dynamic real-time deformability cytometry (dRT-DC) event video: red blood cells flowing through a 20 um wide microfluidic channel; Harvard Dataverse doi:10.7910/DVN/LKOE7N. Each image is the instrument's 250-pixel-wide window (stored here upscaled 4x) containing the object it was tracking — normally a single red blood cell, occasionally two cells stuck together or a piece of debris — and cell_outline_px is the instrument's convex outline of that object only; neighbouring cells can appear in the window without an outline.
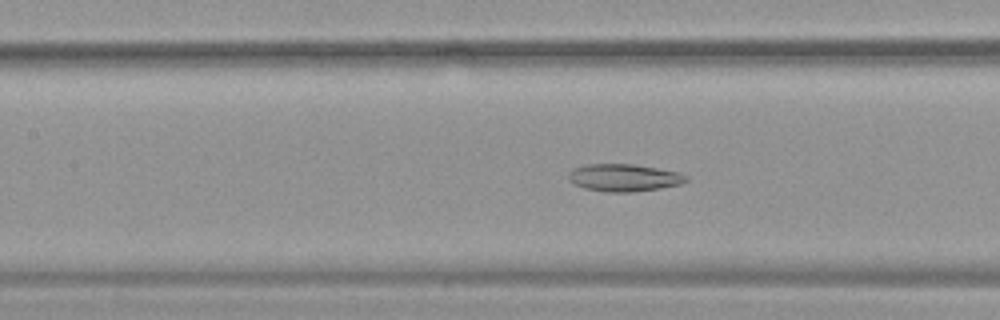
{"species": "common noctule bat (a hibernating species)", "species_latin": "Nyctalus noctula", "temperature_condition": "warm", "stored_images_in_passage": 43, "camera_frame_rate_fps": 3000, "um_per_image_px": 0.085, "animal": {"sex": "female", "body_mass_g": 19.9}, "frame": {"image": 1, "passage_image": 14, "time_ms": 4.333, "image_size_px": [1000, 320], "cell_outline_px": [[688, 180], [680, 184], [660, 188], [632, 192], [604, 192], [584, 188], [572, 184], [568, 180], [568, 172], [572, 168], [588, 164], [632, 164], [680, 172], [688, 176]], "centroid_in_image_um": [53.0, 15.1], "position_along_channel_um": 154.4, "area_um2": 18.96}}
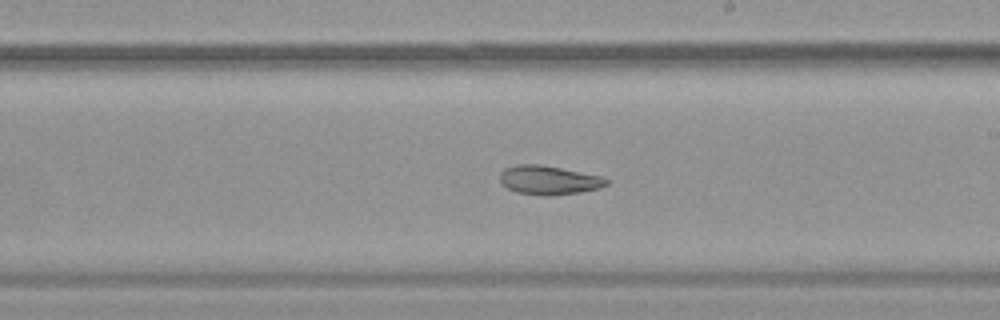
{"frame": {"image": 2, "passage_image": 21, "time_ms": 6.667, "image_size_px": [1000, 320], "cell_outline_px": [[608, 184], [600, 188], [580, 192], [552, 196], [544, 196], [516, 192], [508, 188], [500, 180], [500, 172], [504, 168], [516, 164], [540, 164], [604, 176], [608, 180]], "centroid_in_image_um": [46.67, 15.31], "position_along_channel_um": 242.3, "area_um2": 18.15}}
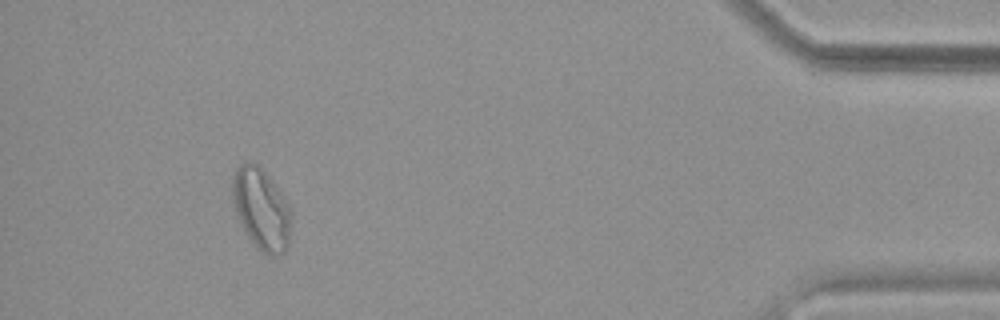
{"frame": {"image": 3, "passage_image": 39, "time_ms": 12.667, "image_size_px": [1000, 320], "cell_outline_px": [[292, 224], [288, 248], [284, 252], [272, 256], [260, 252], [244, 232], [236, 212], [232, 200], [232, 176], [236, 168], [240, 164], [248, 160], [252, 160], [260, 164], [272, 180], [292, 208]], "centroid_in_image_um": [22.23, 17.74], "position_along_channel_um": 413.0, "area_um2": 28.78}, "authors_computed_cell_mechanics": {"area_um2": 20.7502, "velocity_mm_per_s": 3.7897, "shape_relaxation_time_tau1_ms": null, "shape_relaxation_time_tau2_ms": 4.5082, "deformation_change_tau1": null, "deformation_change_tau2": 0.1173}}